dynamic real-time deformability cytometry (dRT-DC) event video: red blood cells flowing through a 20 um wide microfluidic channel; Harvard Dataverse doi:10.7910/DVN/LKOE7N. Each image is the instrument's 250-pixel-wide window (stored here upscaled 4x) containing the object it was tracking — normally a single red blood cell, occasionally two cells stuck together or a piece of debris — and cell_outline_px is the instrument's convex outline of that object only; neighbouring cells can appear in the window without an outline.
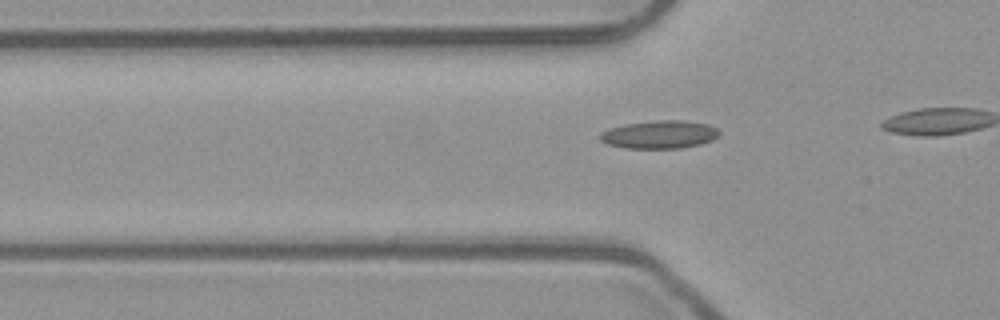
{"species": "common noctule bat (a hibernating species)", "species_latin": "Nyctalus noctula", "temperature_condition": "room temperature", "stored_images_in_passage": 14, "camera_frame_rate_fps": 3000, "um_per_image_px": 0.085, "animal": {"sex": "male", "body_mass_g": 23.1, "forearm_length_mm": 52.7}, "frame": {"image": 1, "passage_image": 8, "time_ms": 2.333, "image_size_px": [1000, 320], "cell_outline_px": [[720, 136], [712, 140], [700, 144], [680, 148], [624, 148], [608, 144], [600, 140], [600, 132], [624, 124], [656, 120], [684, 120], [708, 124], [716, 128], [720, 132]], "centroid_in_image_um": [56.08, 11.43], "position_along_channel_um": 69.7, "area_um2": 19.48}}
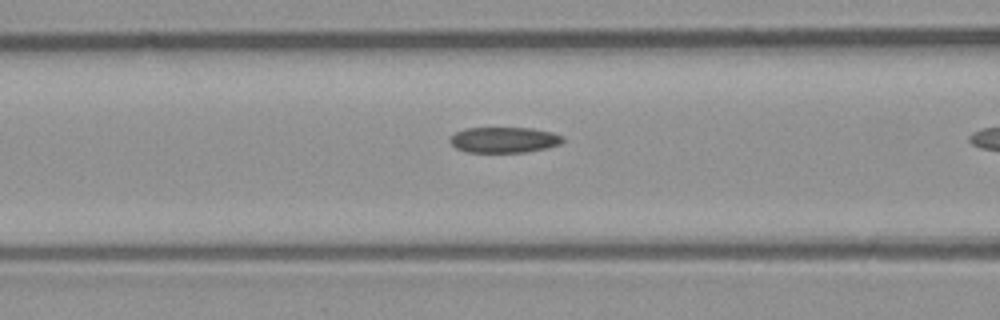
{"frame": {"image": 2, "passage_image": 12, "time_ms": 3.667, "image_size_px": [1000, 320], "cell_outline_px": [[564, 140], [560, 144], [548, 148], [528, 152], [464, 152], [456, 148], [448, 140], [456, 132], [464, 128], [532, 128], [552, 132], [564, 136]], "centroid_in_image_um": [42.87, 11.89], "position_along_channel_um": 123.7, "area_um2": 17.05}}